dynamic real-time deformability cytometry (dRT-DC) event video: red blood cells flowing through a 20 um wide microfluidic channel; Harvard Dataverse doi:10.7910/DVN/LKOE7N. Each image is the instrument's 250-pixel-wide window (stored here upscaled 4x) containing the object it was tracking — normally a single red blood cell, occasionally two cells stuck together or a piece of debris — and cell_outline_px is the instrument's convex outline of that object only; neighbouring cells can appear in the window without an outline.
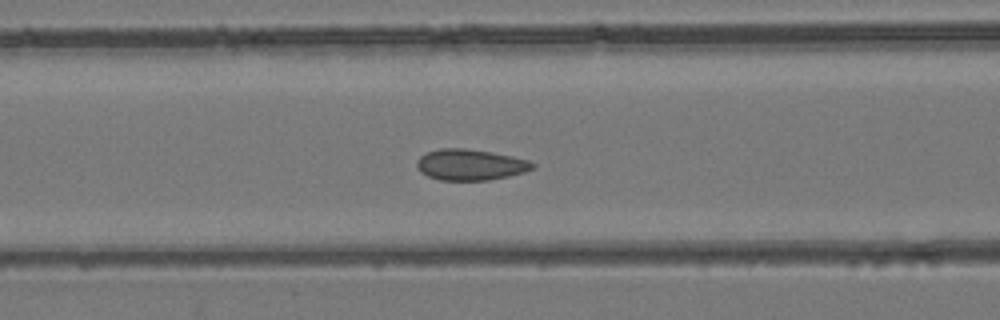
{"species": "common noctule bat (a hibernating species)", "species_latin": "Nyctalus noctula", "temperature_condition": "room temperature", "stored_images_in_passage": 48, "camera_frame_rate_fps": 3000, "um_per_image_px": 0.085, "animal": {"sex": "female", "body_mass_g": 24.6, "forearm_length_mm": 56.2}, "frame": {"image": 1, "passage_image": 20, "time_ms": 6.333, "image_size_px": [1000, 320], "cell_outline_px": [[536, 168], [524, 172], [508, 176], [488, 180], [440, 180], [428, 176], [420, 172], [416, 168], [416, 160], [420, 156], [428, 152], [440, 148], [464, 148], [492, 152], [512, 156], [528, 160], [536, 164]], "centroid_in_image_um": [39.97, 14.0], "position_along_channel_um": 126.6, "area_um2": 21.04}}
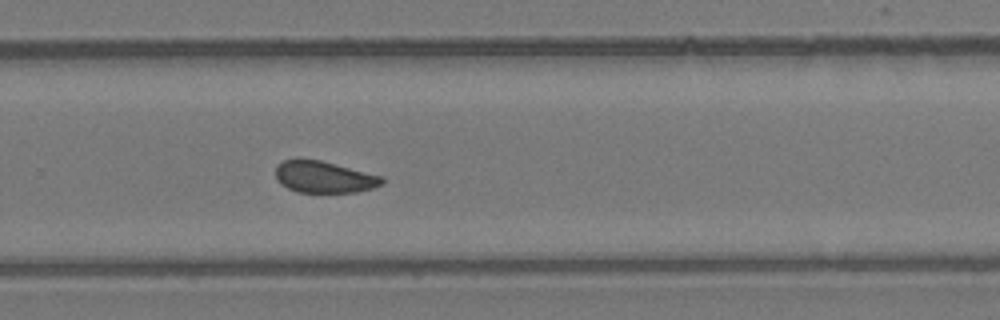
{"frame": {"image": 2, "passage_image": 32, "time_ms": 10.333, "image_size_px": [1000, 320], "cell_outline_px": [[384, 184], [372, 188], [356, 192], [296, 192], [280, 184], [276, 180], [276, 164], [284, 160], [320, 160], [384, 176]], "centroid_in_image_um": [27.56, 15.05], "position_along_channel_um": 302.2, "area_um2": 19.65}}
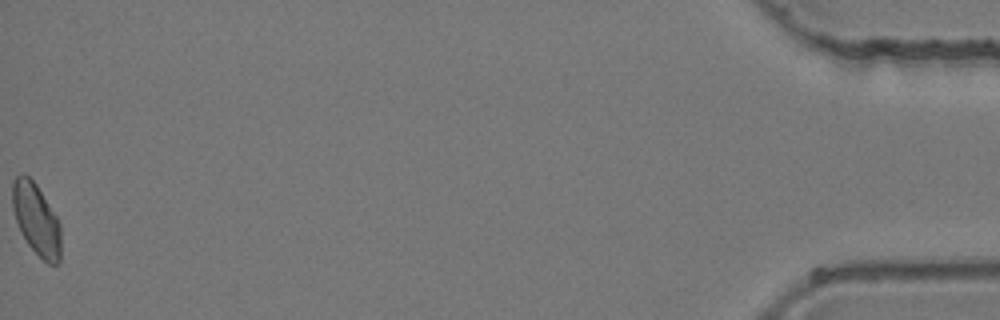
{"frame": {"image": 3, "passage_image": 48, "time_ms": 15.667, "image_size_px": [1000, 320], "cell_outline_px": [[60, 260], [56, 264], [48, 264], [28, 244], [16, 220], [12, 208], [12, 180], [20, 172], [24, 172], [36, 184], [56, 216], [60, 224]], "centroid_in_image_um": [3.07, 18.59], "position_along_channel_um": 432.1, "area_um2": 20.0}}